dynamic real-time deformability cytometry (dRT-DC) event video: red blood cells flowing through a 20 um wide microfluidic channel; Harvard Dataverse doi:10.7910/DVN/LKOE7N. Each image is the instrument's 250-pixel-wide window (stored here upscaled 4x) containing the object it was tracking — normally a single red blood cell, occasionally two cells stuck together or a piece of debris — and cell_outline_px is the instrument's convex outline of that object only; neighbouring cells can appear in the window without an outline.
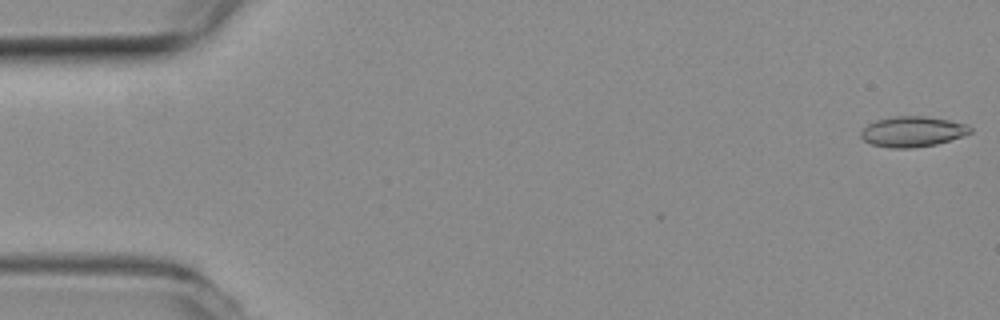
{"species": "common noctule bat (a hibernating species)", "species_latin": "Nyctalus noctula", "temperature_condition": "room temperature", "stored_images_in_passage": 54, "camera_frame_rate_fps": 3000, "um_per_image_px": 0.085, "animal": {"sex": "female", "body_mass_g": 19.3, "forearm_length_mm": 54.1}, "frame": {"image": 1, "passage_image": 1, "time_ms": 0.0, "image_size_px": [1000, 320], "cell_outline_px": [[972, 132], [936, 144], [912, 148], [888, 148], [872, 144], [864, 140], [860, 136], [860, 132], [868, 124], [876, 120], [896, 116], [924, 116], [948, 120], [968, 124], [972, 128]], "centroid_in_image_um": [77.55, 11.18], "position_along_channel_um": 7.5, "area_um2": 19.25}}
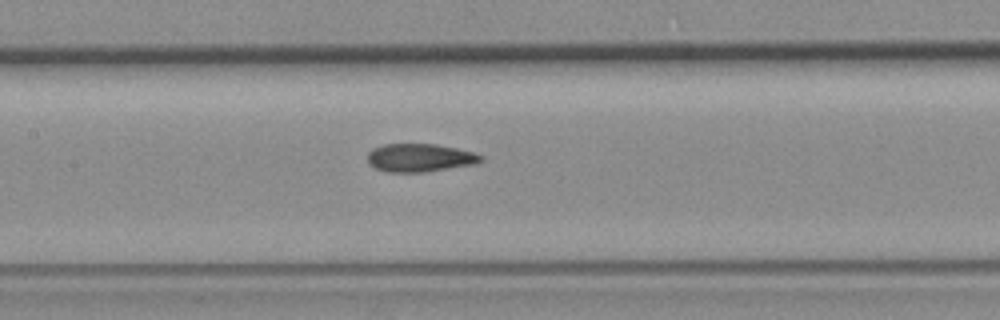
{"frame": {"image": 2, "passage_image": 25, "time_ms": 8.0, "image_size_px": [1000, 320], "cell_outline_px": [[484, 160], [476, 164], [424, 172], [388, 172], [376, 168], [368, 164], [368, 152], [372, 148], [384, 144], [436, 144], [456, 148], [472, 152], [484, 156]], "centroid_in_image_um": [35.69, 13.41], "position_along_channel_um": 171.7, "area_um2": 18.67}}
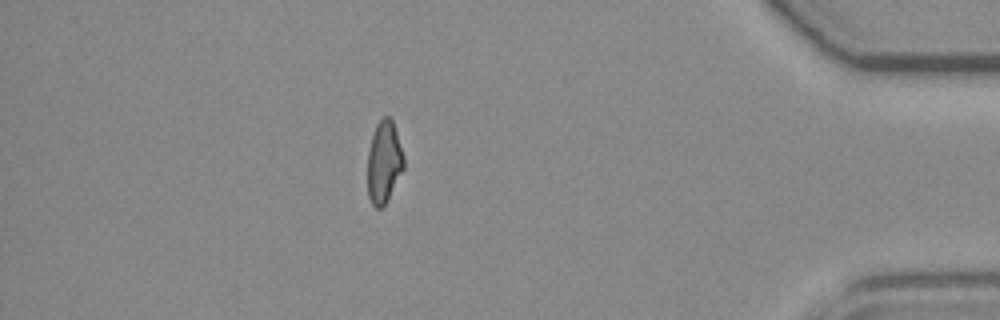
{"frame": {"image": 3, "passage_image": 47, "time_ms": 15.333, "image_size_px": [1000, 320], "cell_outline_px": [[404, 168], [384, 204], [380, 208], [376, 208], [372, 204], [368, 196], [368, 152], [372, 136], [376, 124], [384, 116], [388, 116], [392, 120], [404, 156]], "centroid_in_image_um": [32.63, 13.76], "position_along_channel_um": 402.6, "area_um2": 16.99}, "authors_computed_cell_mechanics": {"area_um2": 18.5249, "velocity_mm_per_s": 3.8, "shape_relaxation_time_tau1_ms": null, "shape_relaxation_time_tau2_ms": 4.2622, "deformation_change_tau1": null, "deformation_change_tau2": 0.1021}}